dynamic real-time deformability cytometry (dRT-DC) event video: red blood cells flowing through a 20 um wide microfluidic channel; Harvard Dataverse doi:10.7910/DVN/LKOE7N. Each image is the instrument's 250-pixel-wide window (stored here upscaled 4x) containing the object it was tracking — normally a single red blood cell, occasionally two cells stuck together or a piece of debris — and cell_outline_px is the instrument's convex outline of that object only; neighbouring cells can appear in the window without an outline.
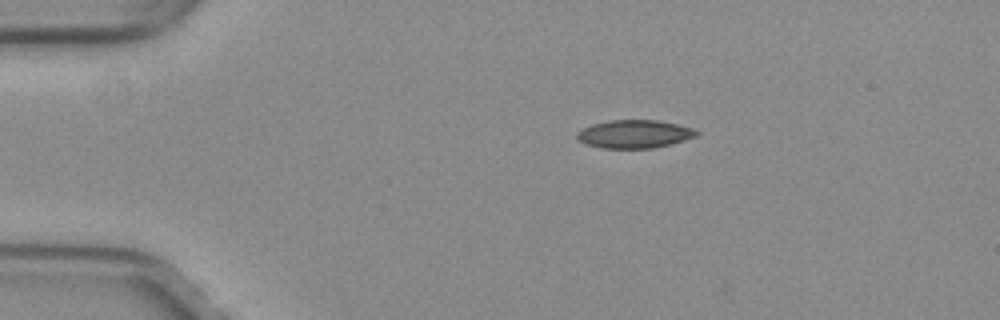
{"species": "common noctule bat (a hibernating species)", "species_latin": "Nyctalus noctula", "temperature_condition": "warm", "stored_images_in_passage": 42, "camera_frame_rate_fps": 3000, "um_per_image_px": 0.085, "animal": {"sex": "female", "body_mass_g": 29.2, "forearm_length_mm": 56.3}, "frame": {"image": 1, "passage_image": 1, "time_ms": 0.0, "image_size_px": [1000, 320], "cell_outline_px": [[700, 132], [696, 136], [684, 140], [652, 148], [600, 148], [584, 144], [576, 140], [576, 132], [592, 124], [608, 120], [660, 120], [692, 128]], "centroid_in_image_um": [53.87, 11.39], "position_along_channel_um": 31.1, "area_um2": 19.65}}
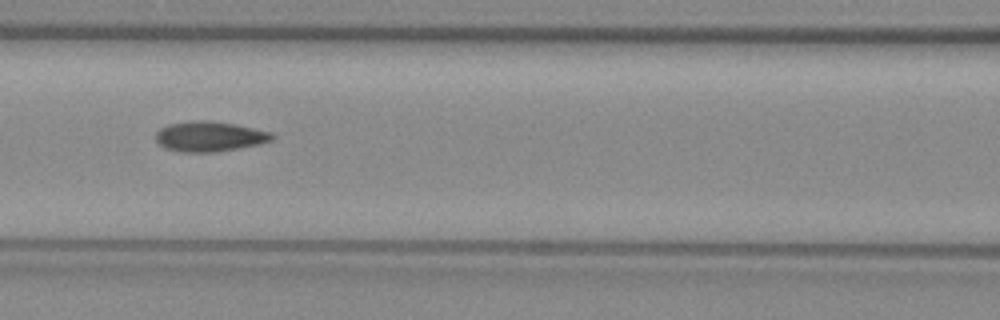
{"frame": {"image": 2, "passage_image": 14, "time_ms": 4.333, "image_size_px": [1000, 320], "cell_outline_px": [[276, 136], [272, 140], [260, 144], [216, 152], [180, 152], [164, 148], [156, 140], [156, 132], [160, 128], [168, 124], [200, 120], [204, 120], [232, 124], [272, 132]], "centroid_in_image_um": [17.81, 11.61], "position_along_channel_um": 148.8, "area_um2": 20.29}}
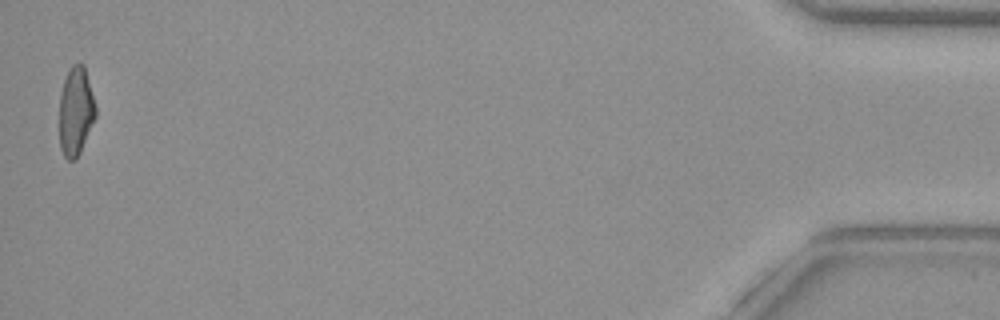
{"frame": {"image": 3, "passage_image": 42, "time_ms": 13.667, "image_size_px": [1000, 320], "cell_outline_px": [[96, 116], [80, 152], [76, 160], [68, 160], [64, 156], [60, 148], [60, 92], [64, 80], [72, 64], [84, 64], [96, 108]], "centroid_in_image_um": [6.44, 9.47], "position_along_channel_um": 428.8, "area_um2": 18.55}, "authors_computed_cell_mechanics": {"area_um2": 19.7098, "velocity_mm_per_s": 4.0364, "shape_relaxation_time_tau1_ms": null, "shape_relaxation_time_tau2_ms": 2.0112, "deformation_change_tau1": null, "deformation_change_tau2": 0.0793}}